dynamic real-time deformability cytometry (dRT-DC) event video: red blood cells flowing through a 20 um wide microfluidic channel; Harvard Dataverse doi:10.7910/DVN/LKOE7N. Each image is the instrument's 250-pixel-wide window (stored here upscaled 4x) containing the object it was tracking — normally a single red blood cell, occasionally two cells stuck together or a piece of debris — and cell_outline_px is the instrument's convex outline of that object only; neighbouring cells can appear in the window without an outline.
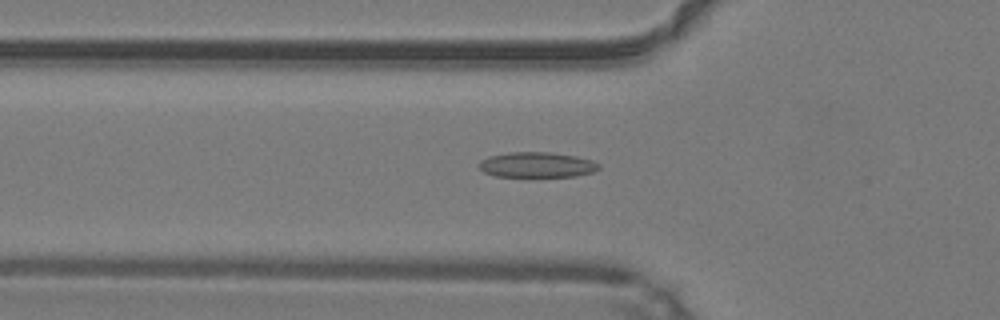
{"species": "common noctule bat (a hibernating species)", "species_latin": "Nyctalus noctula", "temperature_condition": "warm", "stored_images_in_passage": 49, "camera_frame_rate_fps": 3000, "um_per_image_px": 0.085, "animal": {"sex": "male", "body_mass_g": 19.2, "forearm_length_mm": 51.8}, "frame": {"image": 1, "passage_image": 17, "time_ms": 5.333, "image_size_px": [1000, 320], "cell_outline_px": [[600, 168], [592, 172], [576, 176], [496, 176], [484, 172], [476, 164], [480, 160], [488, 156], [508, 152], [548, 152], [576, 156], [592, 160], [600, 164]], "centroid_in_image_um": [45.61, 14.0], "position_along_channel_um": 80.2, "area_um2": 17.69}}
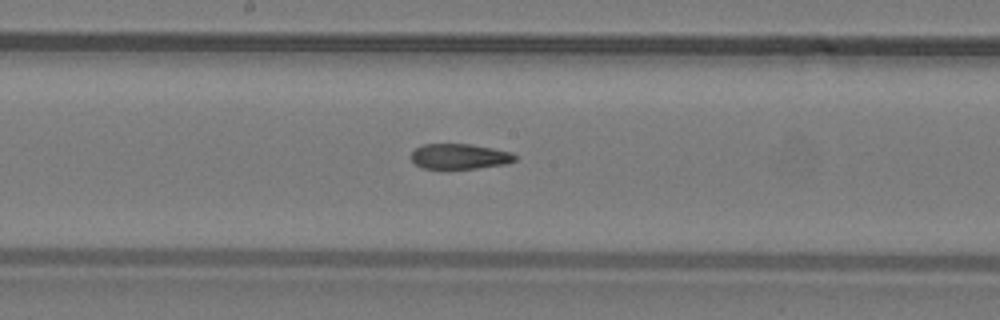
{"frame": {"image": 2, "passage_image": 26, "time_ms": 8.333, "image_size_px": [1000, 320], "cell_outline_px": [[516, 160], [508, 164], [476, 168], [420, 168], [412, 160], [412, 152], [420, 144], [472, 144], [512, 152], [516, 156]], "centroid_in_image_um": [39.09, 13.29], "position_along_channel_um": 209.1, "area_um2": 15.32}}
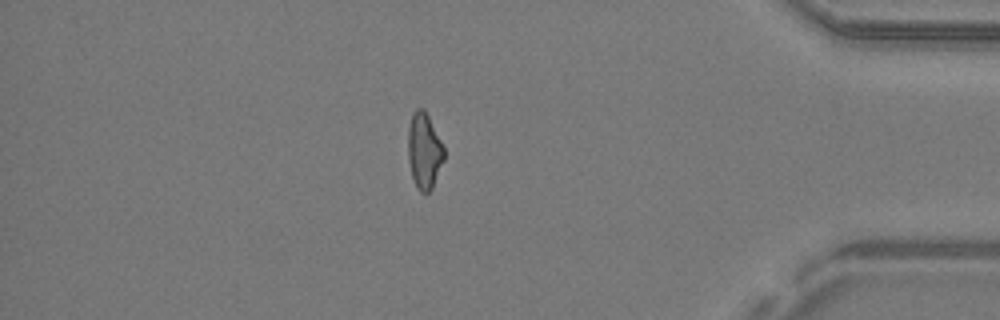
{"frame": {"image": 3, "passage_image": 42, "time_ms": 13.667, "image_size_px": [1000, 320], "cell_outline_px": [[444, 160], [432, 188], [428, 192], [420, 192], [416, 188], [412, 176], [408, 160], [408, 128], [412, 112], [416, 108], [424, 108], [444, 148]], "centroid_in_image_um": [36.04, 12.82], "position_along_channel_um": 399.2, "area_um2": 15.9}, "authors_computed_cell_mechanics": {"area_um2": 16.5886, "velocity_mm_per_s": 4.2683, "shape_relaxation_time_tau1_ms": 10.6008, "shape_relaxation_time_tau2_ms": 4.6603, "deformation_change_tau1": 0.2267, "deformation_change_tau2": 0.1234}}